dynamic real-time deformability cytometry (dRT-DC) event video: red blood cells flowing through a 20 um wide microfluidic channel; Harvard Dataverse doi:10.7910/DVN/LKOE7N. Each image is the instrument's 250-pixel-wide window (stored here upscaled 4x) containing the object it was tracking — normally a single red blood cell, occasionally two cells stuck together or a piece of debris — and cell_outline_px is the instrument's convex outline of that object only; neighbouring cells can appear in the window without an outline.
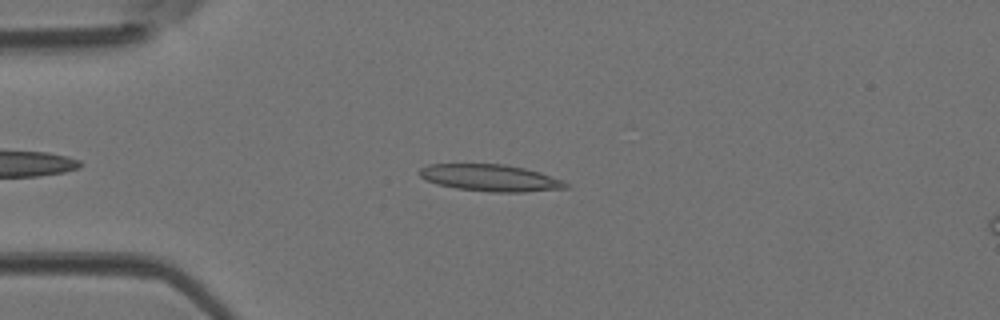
{"species": "Egyptian fruit bat (a non-hibernating species)", "species_latin": "Rousettus aegyptiacus", "temperature_condition": "room temperature", "stored_images_in_passage": 31, "camera_frame_rate_fps": 3000, "um_per_image_px": 0.085, "animal": {"sex": "female"}, "frame": {"image": 1, "passage_image": 1, "time_ms": 0.0, "image_size_px": [1000, 320], "cell_outline_px": [[568, 188], [524, 192], [492, 192], [456, 188], [436, 184], [424, 180], [420, 176], [420, 168], [428, 164], [504, 164], [524, 168], [540, 172], [564, 180], [568, 184]], "centroid_in_image_um": [41.68, 15.12], "position_along_channel_um": 43.3, "area_um2": 22.95}}
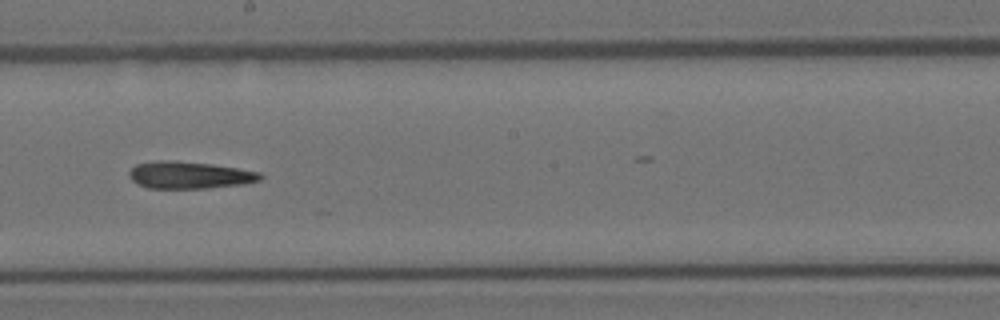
{"frame": {"image": 2, "passage_image": 15, "time_ms": 4.667, "image_size_px": [1000, 320], "cell_outline_px": [[264, 176], [260, 180], [244, 184], [208, 188], [148, 188], [132, 180], [128, 176], [128, 172], [136, 164], [156, 160], [176, 160], [212, 164], [260, 172]], "centroid_in_image_um": [16.1, 14.87], "position_along_channel_um": 232.1, "area_um2": 20.81}}
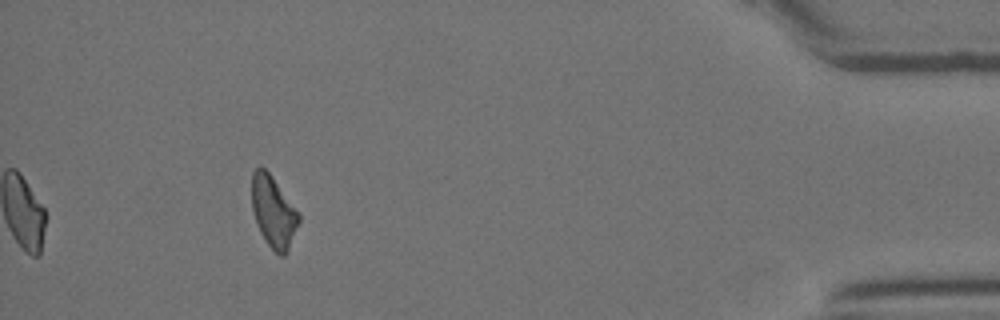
{"frame": {"image": 3, "passage_image": 31, "time_ms": 10.0, "image_size_px": [1000, 320], "cell_outline_px": [[300, 220], [288, 252], [284, 256], [280, 256], [268, 244], [260, 232], [256, 224], [252, 208], [252, 172], [260, 164], [272, 176], [300, 212]], "centroid_in_image_um": [23.25, 17.99], "position_along_channel_um": 411.9, "area_um2": 19.77}}